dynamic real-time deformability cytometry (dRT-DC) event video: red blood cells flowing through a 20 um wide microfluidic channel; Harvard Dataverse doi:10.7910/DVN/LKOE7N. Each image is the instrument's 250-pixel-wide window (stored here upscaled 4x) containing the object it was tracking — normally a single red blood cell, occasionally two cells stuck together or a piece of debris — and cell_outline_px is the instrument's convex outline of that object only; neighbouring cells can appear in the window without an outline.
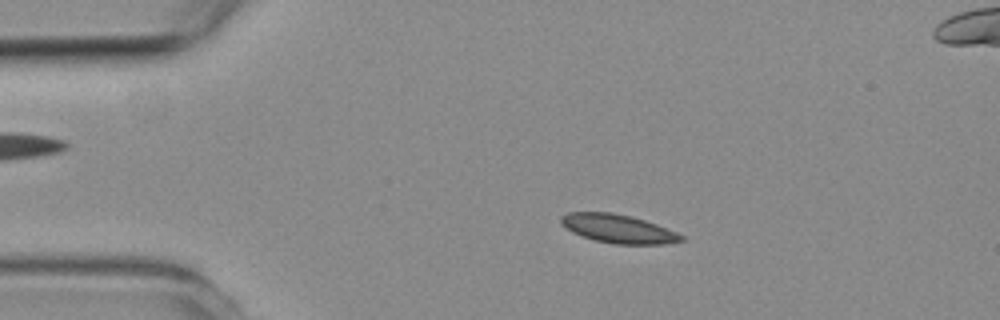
{"species": "common noctule bat (a hibernating species)", "species_latin": "Nyctalus noctula", "temperature_condition": "room temperature", "stored_images_in_passage": 3, "camera_frame_rate_fps": 3000, "um_per_image_px": 0.085, "animal": {"sex": "female", "body_mass_g": 19.3, "forearm_length_mm": 54.1}, "frame": {"image": 1, "passage_image": 2, "time_ms": 1.0, "image_size_px": [1000, 320], "cell_outline_px": [[684, 240], [664, 244], [616, 244], [596, 240], [572, 232], [560, 224], [560, 216], [568, 212], [612, 212], [632, 216], [656, 224], [676, 232], [684, 236]], "centroid_in_image_um": [52.52, 19.43], "position_along_channel_um": 32.5, "area_um2": 19.94}}